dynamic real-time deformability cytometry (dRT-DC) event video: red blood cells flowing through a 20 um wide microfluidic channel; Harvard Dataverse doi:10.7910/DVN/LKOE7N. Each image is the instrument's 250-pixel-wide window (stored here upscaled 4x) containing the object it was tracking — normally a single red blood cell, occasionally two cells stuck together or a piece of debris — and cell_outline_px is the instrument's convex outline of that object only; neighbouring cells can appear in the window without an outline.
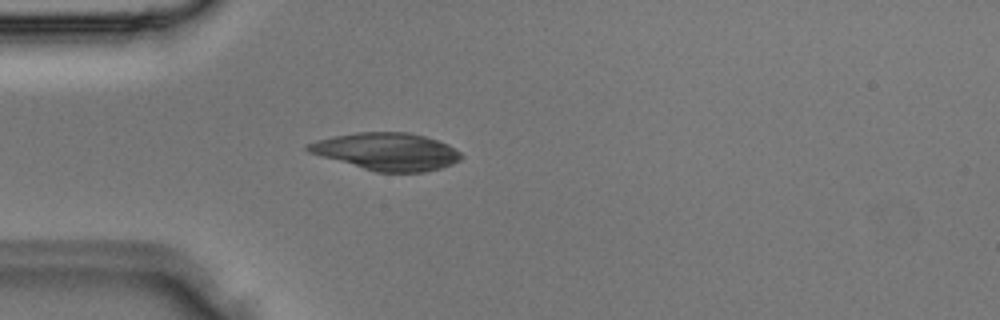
{"species": "Egyptian fruit bat (a non-hibernating species)", "species_latin": "Rousettus aegyptiacus", "temperature_condition": "room temperature", "stored_images_in_passage": 2, "camera_frame_rate_fps": 3000, "um_per_image_px": 0.085, "animal": {"sex": "male"}, "frame": {"image": 1, "passage_image": 2, "time_ms": 0.333, "image_size_px": [1000, 320], "cell_outline_px": [[464, 156], [460, 160], [452, 164], [440, 168], [424, 172], [376, 172], [320, 156], [308, 152], [304, 148], [304, 144], [316, 140], [332, 136], [356, 132], [408, 132], [424, 136], [448, 144], [460, 152]], "centroid_in_image_um": [32.84, 12.87], "position_along_channel_um": 52.2, "area_um2": 33.52}}